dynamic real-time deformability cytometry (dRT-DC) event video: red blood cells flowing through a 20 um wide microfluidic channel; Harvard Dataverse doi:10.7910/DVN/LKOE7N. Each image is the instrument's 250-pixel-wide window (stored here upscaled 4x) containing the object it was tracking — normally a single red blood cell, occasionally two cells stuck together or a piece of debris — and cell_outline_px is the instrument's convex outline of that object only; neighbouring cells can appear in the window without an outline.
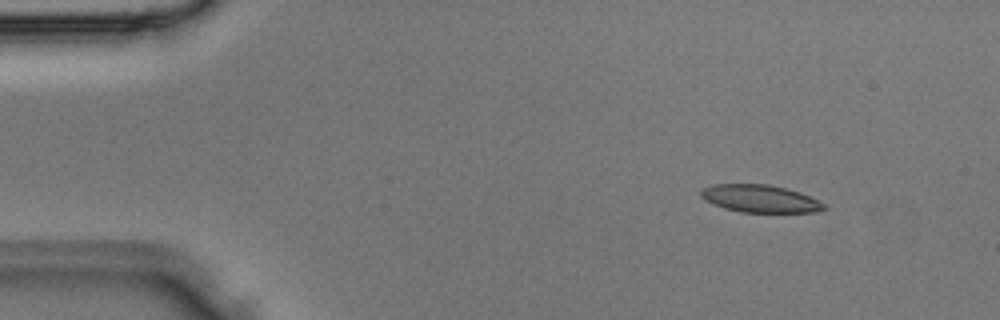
{"species": "Egyptian fruit bat (a non-hibernating species)", "species_latin": "Rousettus aegyptiacus", "temperature_condition": "room temperature", "stored_images_in_passage": 4, "camera_frame_rate_fps": 3000, "um_per_image_px": 0.085, "animal": {"sex": "male"}, "frame": {"image": 1, "passage_image": 2, "time_ms": 0.333, "image_size_px": [1000, 320], "cell_outline_px": [[828, 208], [816, 212], [740, 212], [724, 208], [712, 204], [704, 200], [700, 196], [700, 192], [704, 188], [712, 184], [768, 184], [800, 192], [824, 204]], "centroid_in_image_um": [64.57, 16.89], "position_along_channel_um": 20.4, "area_um2": 19.71}}